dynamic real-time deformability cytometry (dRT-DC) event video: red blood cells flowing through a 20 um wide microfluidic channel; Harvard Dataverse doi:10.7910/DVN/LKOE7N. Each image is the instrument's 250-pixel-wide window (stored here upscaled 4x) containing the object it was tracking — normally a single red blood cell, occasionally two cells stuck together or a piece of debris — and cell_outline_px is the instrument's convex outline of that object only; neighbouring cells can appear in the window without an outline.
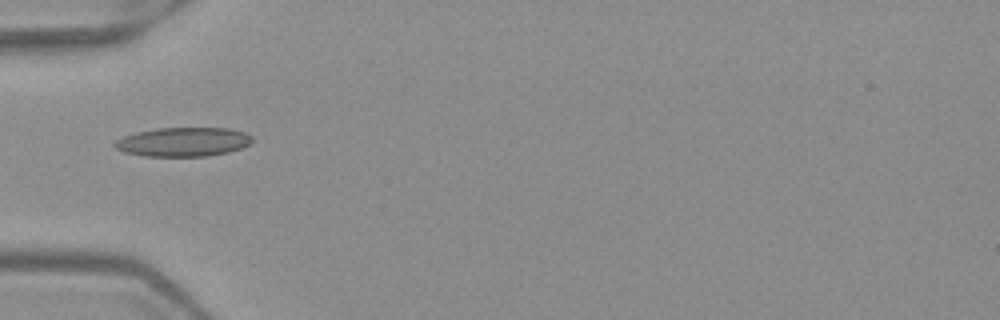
{"species": "Egyptian fruit bat (a non-hibernating species)", "species_latin": "Rousettus aegyptiacus", "temperature_condition": "warm", "stored_images_in_passage": 5, "camera_frame_rate_fps": 3000, "um_per_image_px": 0.085, "frame": {"image": 1, "passage_image": 4, "time_ms": 1.0, "image_size_px": [1000, 320], "cell_outline_px": [[252, 144], [228, 152], [208, 156], [144, 156], [124, 152], [116, 148], [112, 144], [116, 140], [124, 136], [136, 132], [156, 128], [228, 128], [244, 132], [252, 136]], "centroid_in_image_um": [15.57, 12.06], "position_along_channel_um": 69.4, "area_um2": 23.35}}
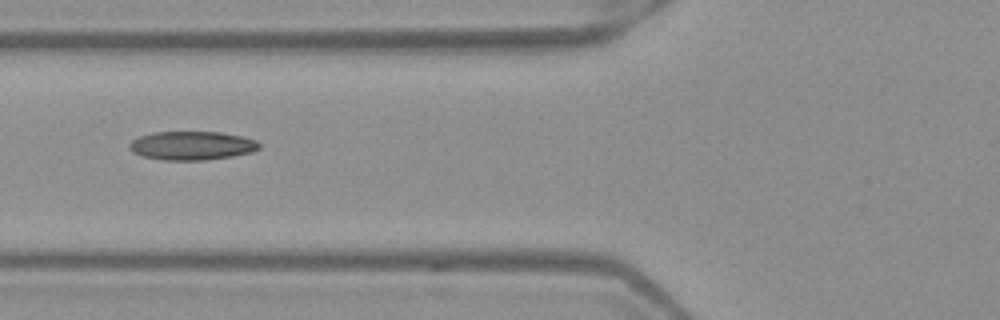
{"frame": {"image": 2, "passage_image": 5, "time_ms": 1.333, "image_size_px": [1000, 320], "cell_outline_px": [[260, 148], [252, 152], [232, 156], [208, 160], [164, 160], [144, 156], [132, 152], [128, 148], [128, 144], [132, 140], [140, 136], [152, 132], [220, 132], [240, 136], [256, 140], [260, 144]], "centroid_in_image_um": [16.3, 12.38], "position_along_channel_um": 109.5, "area_um2": 21.73}}